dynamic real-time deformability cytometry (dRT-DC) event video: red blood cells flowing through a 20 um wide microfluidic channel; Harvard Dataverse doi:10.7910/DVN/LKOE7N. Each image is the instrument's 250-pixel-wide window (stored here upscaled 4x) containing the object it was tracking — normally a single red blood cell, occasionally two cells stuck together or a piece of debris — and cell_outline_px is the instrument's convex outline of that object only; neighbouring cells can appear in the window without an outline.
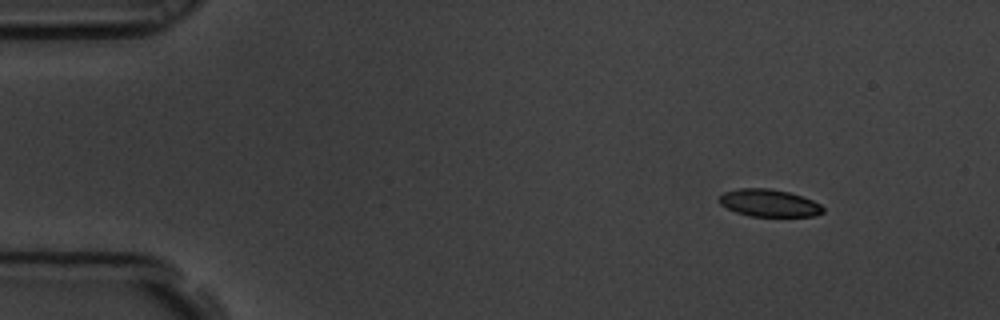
{"species": "common noctule bat (a hibernating species)", "species_latin": "Nyctalus noctula", "temperature_condition": "room temperature", "stored_images_in_passage": 4, "camera_frame_rate_fps": 3000, "um_per_image_px": 0.085, "animal": {"sex": "male", "body_mass_g": 19.5, "forearm_length_mm": 54.6}, "frame": {"image": 1, "passage_image": 1, "time_ms": 0.0, "image_size_px": [1000, 320], "cell_outline_px": [[824, 212], [816, 216], [748, 216], [736, 212], [720, 204], [716, 200], [724, 192], [740, 188], [768, 188], [788, 192], [812, 200], [820, 204], [824, 208]], "centroid_in_image_um": [65.35, 17.26], "position_along_channel_um": 19.6, "area_um2": 16.53}}
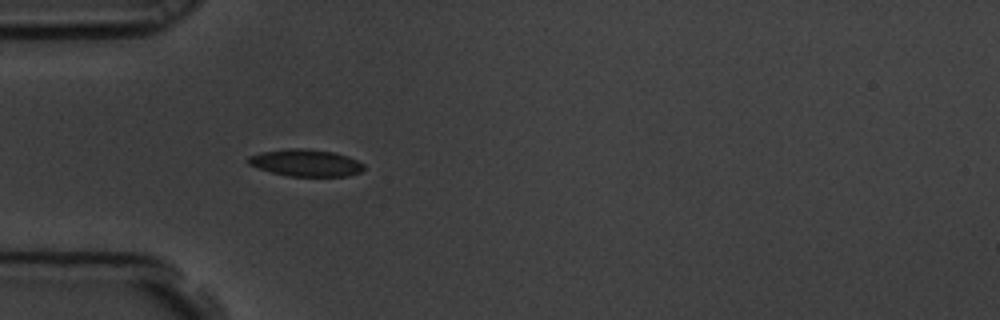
{"frame": {"image": 2, "passage_image": 4, "time_ms": 1.0, "image_size_px": [1000, 320], "cell_outline_px": [[364, 168], [360, 172], [344, 176], [288, 176], [272, 172], [248, 164], [248, 156], [260, 152], [288, 148], [308, 148], [332, 152], [348, 156], [364, 164]], "centroid_in_image_um": [25.98, 13.83], "position_along_channel_um": 59.0, "area_um2": 18.09}}